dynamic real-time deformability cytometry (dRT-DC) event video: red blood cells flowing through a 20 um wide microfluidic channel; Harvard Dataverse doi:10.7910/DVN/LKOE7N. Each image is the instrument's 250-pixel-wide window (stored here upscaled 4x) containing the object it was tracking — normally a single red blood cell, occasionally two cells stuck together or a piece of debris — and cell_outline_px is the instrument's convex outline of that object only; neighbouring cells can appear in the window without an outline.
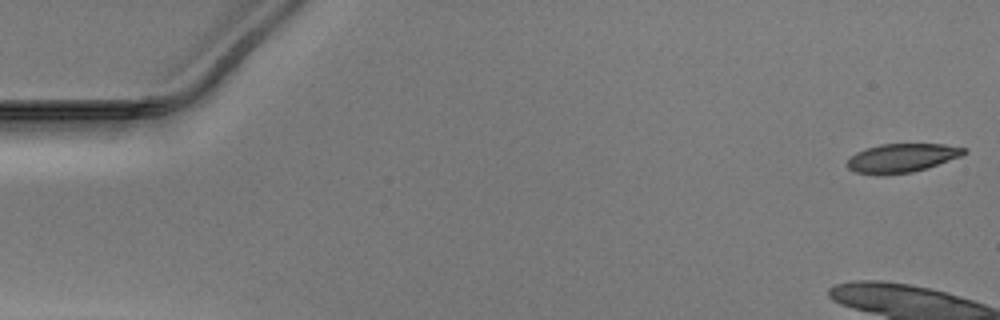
{"species": "Egyptian fruit bat (a non-hibernating species)", "species_latin": "Rousettus aegyptiacus", "temperature_condition": "warm", "stored_images_in_passage": 13, "camera_frame_rate_fps": 3000, "um_per_image_px": 0.085, "animal": {"sex": "male"}, "frame": {"image": 1, "passage_image": 1, "time_ms": 0.0, "image_size_px": [1000, 320], "cell_outline_px": [[968, 152], [960, 156], [928, 168], [912, 172], [876, 176], [856, 172], [848, 168], [844, 164], [856, 152], [880, 144], [944, 144], [968, 148]], "centroid_in_image_um": [76.65, 13.44], "position_along_channel_um": 8.3, "area_um2": 19.77}}